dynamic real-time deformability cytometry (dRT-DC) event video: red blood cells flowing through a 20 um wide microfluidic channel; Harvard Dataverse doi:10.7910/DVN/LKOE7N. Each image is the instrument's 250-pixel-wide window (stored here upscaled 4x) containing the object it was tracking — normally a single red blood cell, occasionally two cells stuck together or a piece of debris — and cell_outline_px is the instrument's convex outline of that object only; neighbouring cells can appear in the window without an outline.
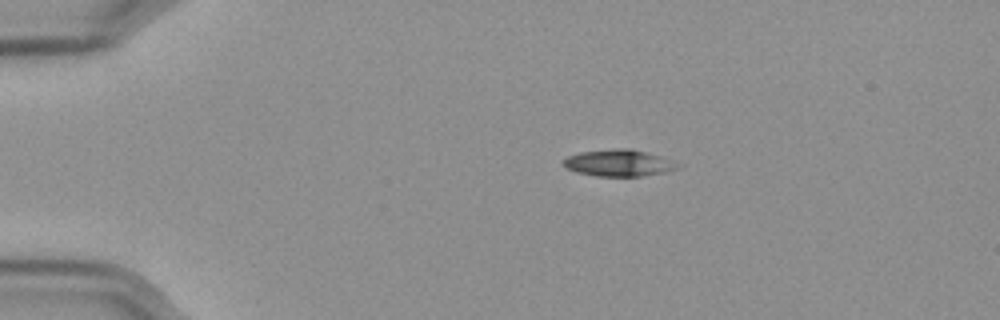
{"species": "Egyptian fruit bat (a non-hibernating species)", "species_latin": "Rousettus aegyptiacus", "temperature_condition": "cold", "stored_images_in_passage": 47, "camera_frame_rate_fps": 3000, "um_per_image_px": 0.085, "frame": {"image": 1, "passage_image": 1, "time_ms": 0.0, "image_size_px": [1000, 320], "cell_outline_px": [[684, 164], [680, 168], [664, 172], [640, 176], [596, 176], [576, 172], [560, 164], [568, 156], [580, 152], [616, 148], [632, 148], [660, 156]], "centroid_in_image_um": [52.63, 13.85], "position_along_channel_um": 32.4, "area_um2": 17.92}}
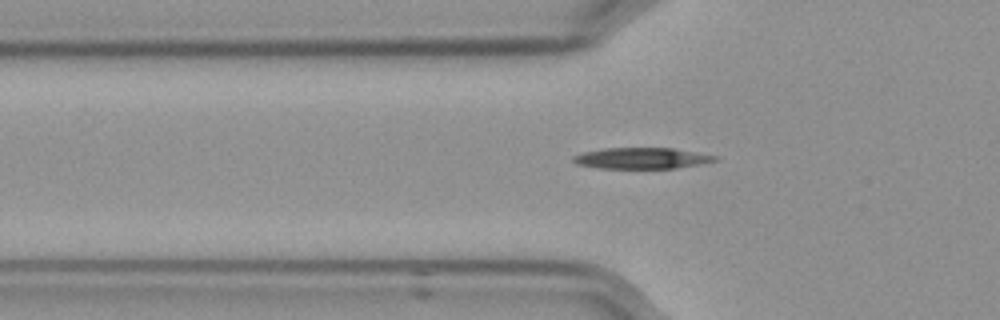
{"frame": {"image": 2, "passage_image": 9, "time_ms": 2.667, "image_size_px": [1000, 320], "cell_outline_px": [[720, 160], [700, 164], [676, 168], [600, 168], [576, 164], [572, 160], [572, 156], [584, 152], [604, 148], [672, 148], [716, 156]], "centroid_in_image_um": [54.53, 13.45], "position_along_channel_um": 71.3, "area_um2": 17.28}}
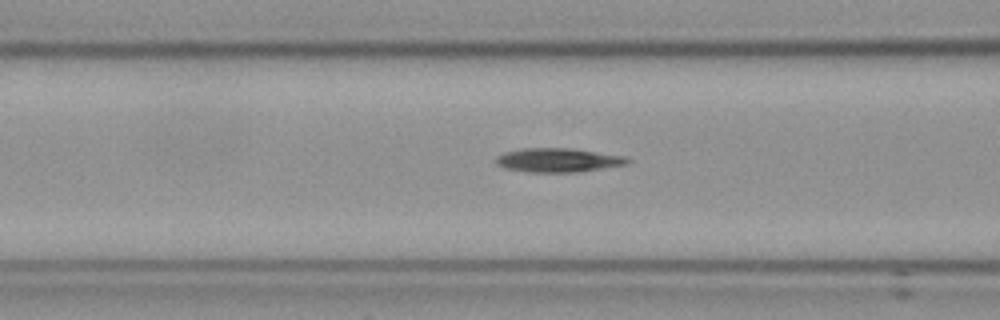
{"frame": {"image": 3, "passage_image": 13, "time_ms": 4.0, "image_size_px": [1000, 320], "cell_outline_px": [[632, 160], [628, 164], [572, 172], [532, 172], [504, 168], [496, 164], [496, 156], [504, 152], [524, 148], [568, 148], [624, 156]], "centroid_in_image_um": [47.4, 13.6], "position_along_channel_um": 119.2, "area_um2": 18.09}, "authors_computed_cell_mechanics": {"area_um2": 17.5134, "velocity_mm_per_s": 3.5789, "shape_relaxation_time_tau1_ms": 7.4199, "shape_relaxation_time_tau2_ms": null, "deformation_change_tau1": 0.1605, "deformation_change_tau2": null}}